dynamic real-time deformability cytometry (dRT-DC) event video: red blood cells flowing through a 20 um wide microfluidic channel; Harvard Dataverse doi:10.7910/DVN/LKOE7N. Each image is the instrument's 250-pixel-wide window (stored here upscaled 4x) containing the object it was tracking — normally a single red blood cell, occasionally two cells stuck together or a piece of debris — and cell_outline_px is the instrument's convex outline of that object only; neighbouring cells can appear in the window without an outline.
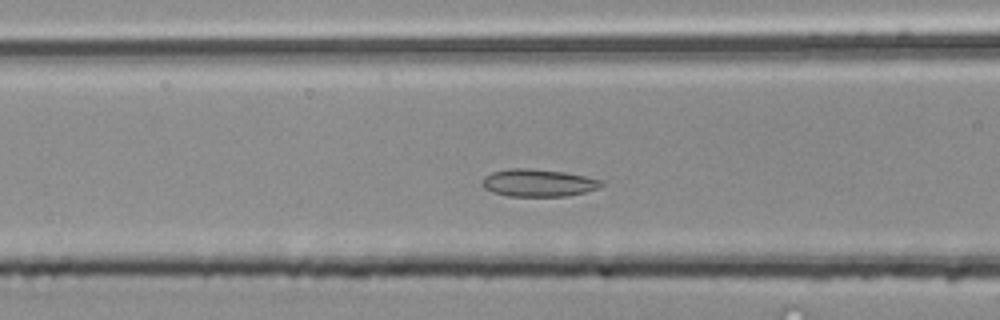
{"species": "common noctule bat (a hibernating species)", "species_latin": "Nyctalus noctula", "temperature_condition": "room temperature", "stored_images_in_passage": 45, "segment_of_instrument_passage": [1, 2], "camera_frame_rate_fps": 3000, "um_per_image_px": 0.085, "animal": {"sex": "male", "body_mass_g": 20.4}, "frame": {"image": 1, "passage_image": 13, "time_ms": 4.0, "image_size_px": [1000, 320], "cell_outline_px": [[604, 184], [596, 188], [584, 192], [568, 196], [508, 196], [492, 192], [484, 188], [480, 184], [484, 176], [492, 172], [508, 168], [528, 168], [564, 172], [604, 180]], "centroid_in_image_um": [45.71, 15.54], "position_along_channel_um": 120.9, "area_um2": 19.13}}
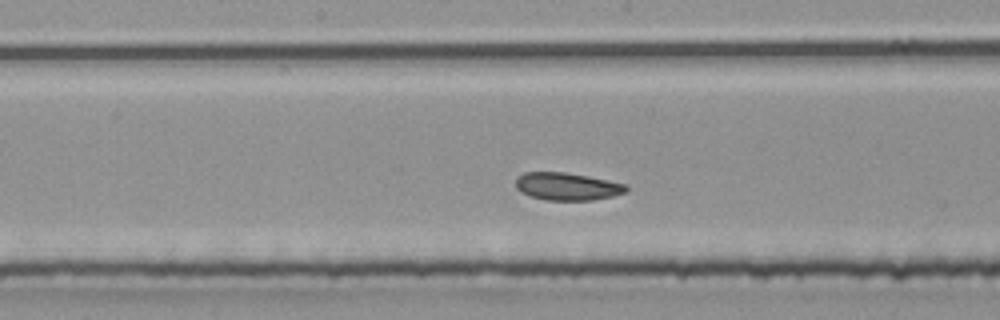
{"frame": {"image": 2, "passage_image": 19, "time_ms": 6.0, "image_size_px": [1000, 320], "cell_outline_px": [[628, 188], [624, 192], [612, 196], [592, 200], [544, 200], [520, 192], [516, 188], [516, 176], [524, 172], [564, 172], [588, 176], [628, 184]], "centroid_in_image_um": [48.19, 15.84], "position_along_channel_um": 200.0, "area_um2": 17.8}}
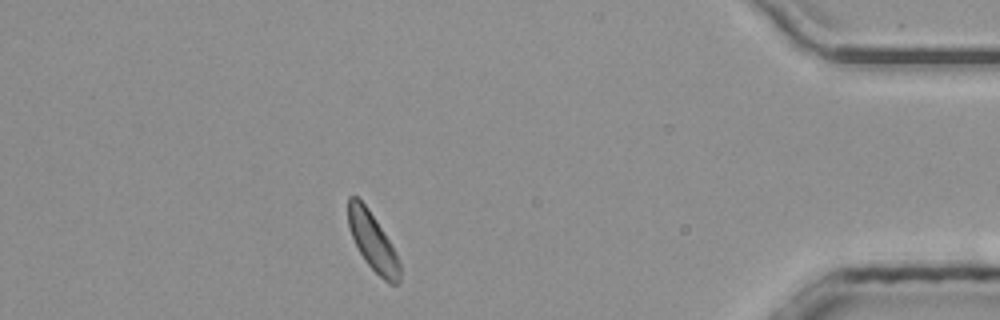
{"frame": {"image": 3, "passage_image": 38, "time_ms": 12.333, "image_size_px": [1000, 320], "cell_outline_px": [[400, 280], [396, 284], [388, 284], [364, 260], [348, 228], [348, 196], [356, 196], [368, 208], [396, 252], [400, 264]], "centroid_in_image_um": [31.68, 20.55], "position_along_channel_um": 403.5, "area_um2": 17.11}}